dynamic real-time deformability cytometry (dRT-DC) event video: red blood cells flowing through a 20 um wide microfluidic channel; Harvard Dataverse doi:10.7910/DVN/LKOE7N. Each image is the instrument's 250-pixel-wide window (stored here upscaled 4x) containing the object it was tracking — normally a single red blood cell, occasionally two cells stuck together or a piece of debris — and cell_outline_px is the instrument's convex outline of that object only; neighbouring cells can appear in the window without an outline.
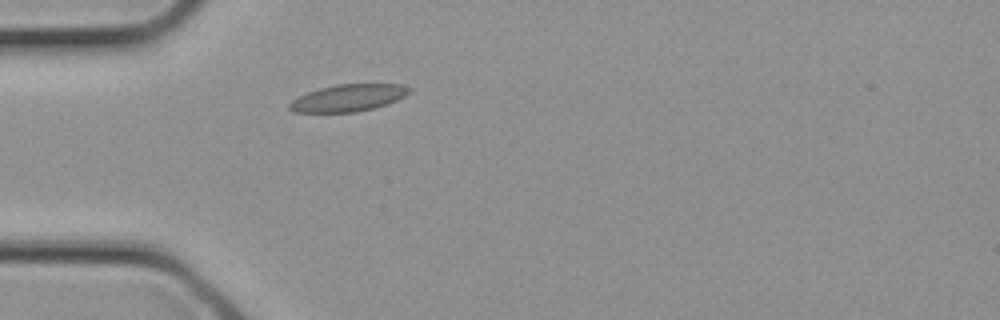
{"species": "common noctule bat (a hibernating species)", "species_latin": "Nyctalus noctula", "temperature_condition": "cold", "stored_images_in_passage": 11, "camera_frame_rate_fps": 3000, "um_per_image_px": 0.085, "animal": {"sex": "female", "body_mass_g": 21.9}, "frame": {"image": 1, "passage_image": 2, "time_ms": 0.333, "image_size_px": [1000, 320], "cell_outline_px": [[412, 92], [396, 100], [372, 108], [356, 112], [292, 112], [288, 108], [288, 104], [292, 100], [308, 92], [320, 88], [336, 84], [404, 84], [412, 88]], "centroid_in_image_um": [29.61, 8.31], "position_along_channel_um": 55.4, "area_um2": 18.79}}
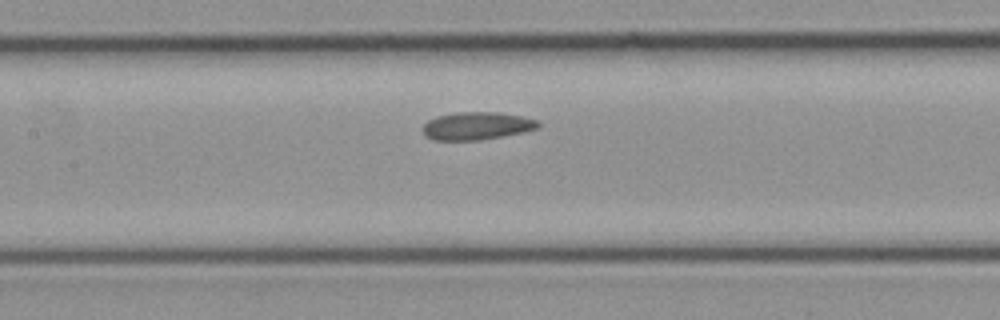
{"frame": {"image": 2, "passage_image": 7, "time_ms": 2.0, "image_size_px": [1000, 320], "cell_outline_px": [[540, 128], [524, 132], [480, 140], [432, 140], [424, 136], [424, 124], [428, 120], [436, 116], [456, 112], [500, 112], [540, 120]], "centroid_in_image_um": [40.55, 10.7], "position_along_channel_um": 166.9, "area_um2": 18.84}}
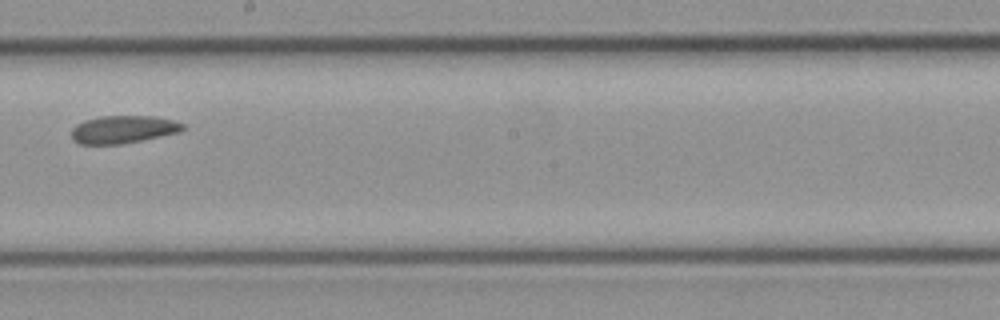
{"frame": {"image": 3, "passage_image": 10, "time_ms": 3.0, "image_size_px": [1000, 320], "cell_outline_px": [[184, 128], [180, 132], [120, 144], [80, 144], [72, 140], [72, 128], [76, 124], [84, 120], [100, 116], [152, 116], [172, 120], [184, 124]], "centroid_in_image_um": [10.43, 10.99], "position_along_channel_um": 237.8, "area_um2": 17.86}}